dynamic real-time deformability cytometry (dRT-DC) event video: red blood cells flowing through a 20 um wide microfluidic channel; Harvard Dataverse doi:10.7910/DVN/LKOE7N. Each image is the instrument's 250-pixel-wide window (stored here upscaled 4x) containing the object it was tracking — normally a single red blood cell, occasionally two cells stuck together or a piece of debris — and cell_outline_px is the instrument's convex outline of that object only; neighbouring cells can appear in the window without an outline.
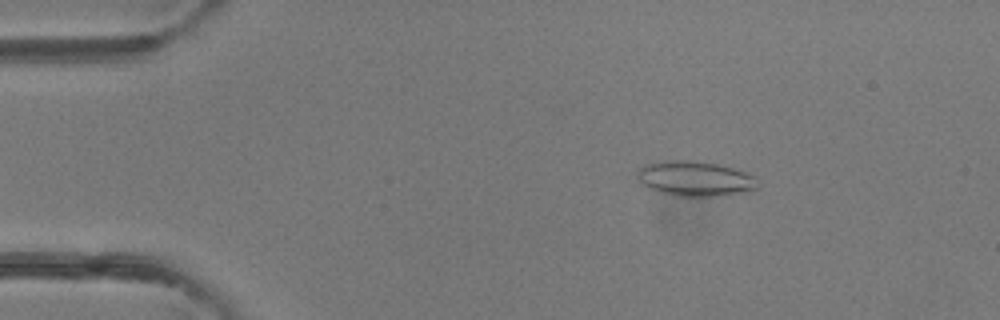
{"species": "common noctule bat (a hibernating species)", "species_latin": "Nyctalus noctula", "temperature_condition": "room temperature", "stored_images_in_passage": 4, "camera_frame_rate_fps": 3000, "um_per_image_px": 0.085, "animal": {"sex": "female"}, "frame": {"image": 1, "passage_image": 2, "time_ms": 0.333, "image_size_px": [1000, 320], "cell_outline_px": [[760, 184], [752, 192], [716, 196], [676, 196], [660, 192], [648, 188], [640, 184], [640, 168], [644, 164], [664, 160], [696, 160], [716, 164], [732, 168], [744, 172], [752, 176]], "centroid_in_image_um": [59.1, 15.19], "position_along_channel_um": 25.9, "area_um2": 24.62}}